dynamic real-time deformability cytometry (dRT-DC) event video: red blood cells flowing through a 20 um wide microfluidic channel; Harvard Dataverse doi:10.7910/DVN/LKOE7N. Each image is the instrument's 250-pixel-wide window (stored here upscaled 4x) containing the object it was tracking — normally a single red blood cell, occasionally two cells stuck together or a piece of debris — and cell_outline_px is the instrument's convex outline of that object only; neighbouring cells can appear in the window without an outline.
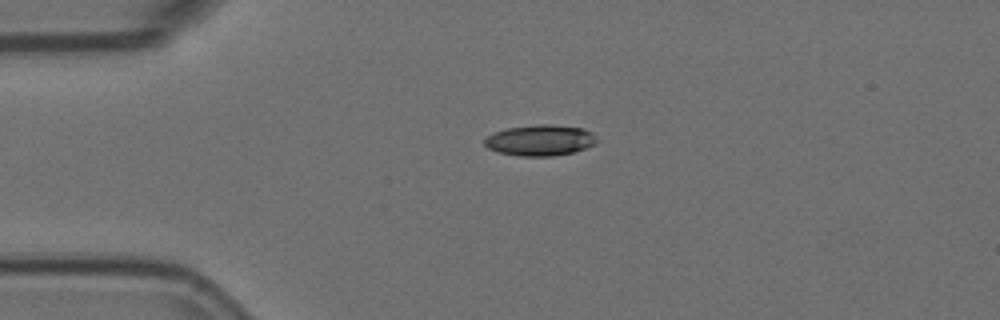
{"species": "Egyptian fruit bat (a non-hibernating species)", "species_latin": "Rousettus aegyptiacus", "temperature_condition": "room temperature", "stored_images_in_passage": 5, "camera_frame_rate_fps": 3000, "um_per_image_px": 0.085, "animal": {"sex": "female"}, "frame": {"image": 1, "passage_image": 3, "time_ms": 0.667, "image_size_px": [1000, 320], "cell_outline_px": [[596, 144], [572, 152], [552, 156], [520, 156], [496, 152], [488, 148], [484, 144], [484, 140], [488, 136], [496, 132], [508, 128], [536, 124], [548, 124], [584, 128], [592, 132], [596, 136]], "centroid_in_image_um": [45.92, 11.92], "position_along_channel_um": 39.1, "area_um2": 20.17}}
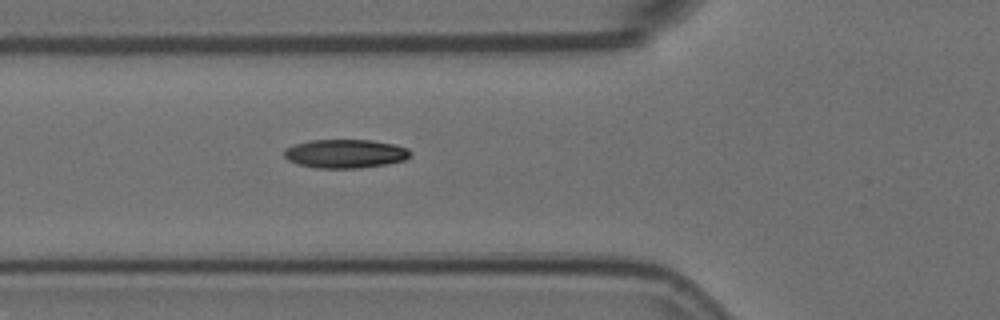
{"frame": {"image": 2, "passage_image": 5, "time_ms": 1.333, "image_size_px": [1000, 320], "cell_outline_px": [[412, 156], [404, 160], [388, 164], [360, 168], [316, 168], [300, 164], [288, 160], [284, 156], [284, 148], [308, 140], [372, 140], [392, 144], [408, 148], [412, 152]], "centroid_in_image_um": [29.37, 13.06], "position_along_channel_um": 96.4, "area_um2": 21.21}}